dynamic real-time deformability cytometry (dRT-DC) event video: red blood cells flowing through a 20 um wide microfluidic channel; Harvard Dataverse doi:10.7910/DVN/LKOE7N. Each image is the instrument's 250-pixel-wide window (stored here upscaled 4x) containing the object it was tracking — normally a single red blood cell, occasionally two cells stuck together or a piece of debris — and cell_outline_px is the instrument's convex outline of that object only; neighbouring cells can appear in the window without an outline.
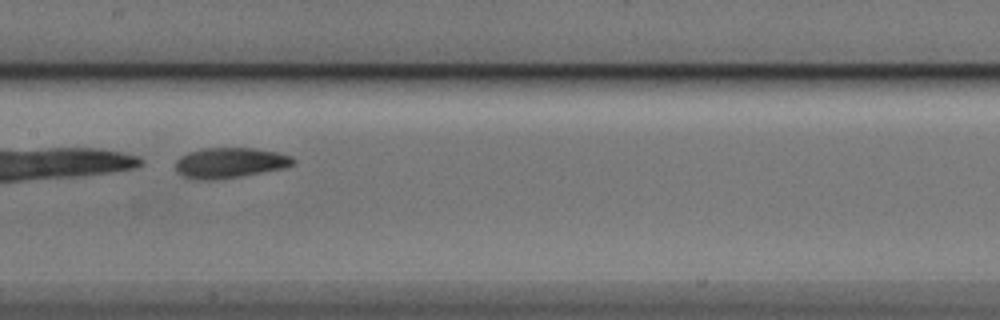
{"species": "Egyptian fruit bat (a non-hibernating species)", "species_latin": "Rousettus aegyptiacus", "temperature_condition": "cold", "stored_images_in_passage": 8, "camera_frame_rate_fps": 3000, "um_per_image_px": 0.085, "animal": {"sex": "male"}, "frame": {"image": 1, "passage_image": 5, "time_ms": 4.667, "image_size_px": [1000, 320], "cell_outline_px": [[296, 160], [288, 168], [240, 176], [212, 180], [200, 180], [184, 176], [176, 172], [176, 160], [180, 156], [188, 152], [204, 148], [252, 148], [276, 152], [292, 156]], "centroid_in_image_um": [19.55, 13.84], "position_along_channel_um": 187.9, "area_um2": 20.87}}
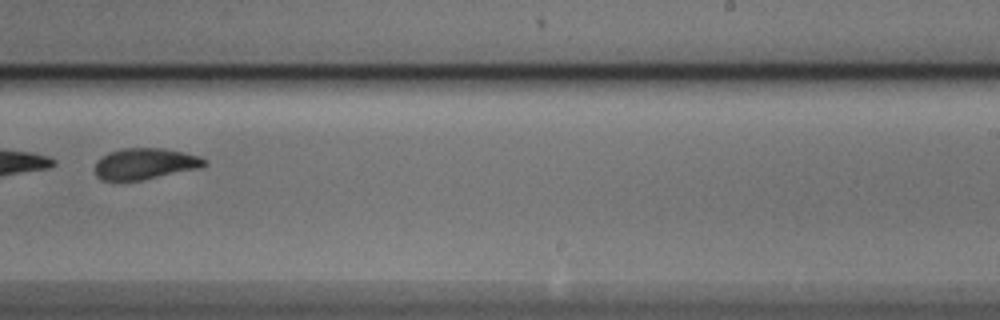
{"frame": {"image": 2, "passage_image": 7, "time_ms": 7.0, "image_size_px": [1000, 320], "cell_outline_px": [[208, 164], [200, 168], [144, 180], [100, 180], [96, 176], [96, 160], [108, 152], [124, 148], [164, 148], [184, 152], [200, 156], [208, 160]], "centroid_in_image_um": [12.36, 13.91], "position_along_channel_um": 276.6, "area_um2": 20.11}}
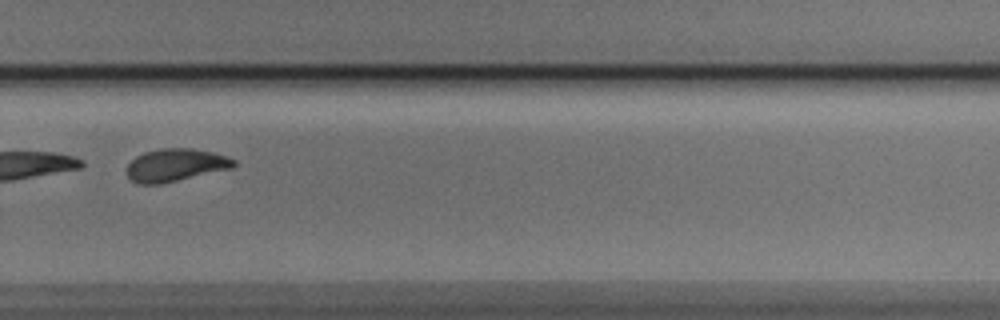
{"frame": {"image": 3, "passage_image": 8, "time_ms": 8.0, "image_size_px": [1000, 320], "cell_outline_px": [[236, 164], [232, 168], [160, 184], [140, 184], [132, 180], [128, 176], [128, 164], [136, 156], [144, 152], [160, 148], [192, 148], [212, 152], [236, 160]], "centroid_in_image_um": [14.92, 14.02], "position_along_channel_um": 314.9, "area_um2": 20.17}}